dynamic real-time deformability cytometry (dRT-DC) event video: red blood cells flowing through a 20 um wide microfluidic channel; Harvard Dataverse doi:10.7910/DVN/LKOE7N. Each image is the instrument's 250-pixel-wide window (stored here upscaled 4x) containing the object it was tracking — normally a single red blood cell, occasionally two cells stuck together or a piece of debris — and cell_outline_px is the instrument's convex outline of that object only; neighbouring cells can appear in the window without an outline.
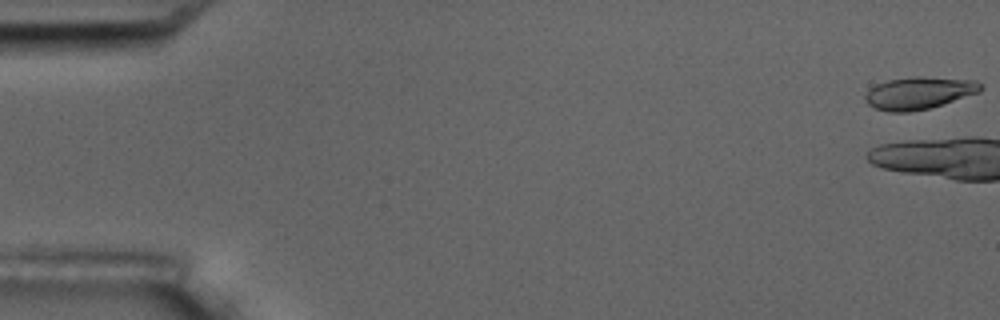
{"species": "common noctule bat (a hibernating species)", "species_latin": "Nyctalus noctula", "temperature_condition": "room temperature", "stored_images_in_passage": 6, "camera_frame_rate_fps": 3000, "um_per_image_px": 0.085, "animal": {"sex": "male", "body_mass_g": 17.5, "forearm_length_mm": 52.3}, "frame": {"image": 1, "passage_image": 1, "time_ms": 0.0, "image_size_px": [1000, 320], "cell_outline_px": [[984, 88], [980, 92], [944, 104], [912, 112], [888, 112], [872, 108], [864, 100], [864, 96], [876, 84], [888, 80], [916, 76], [976, 80], [984, 84]], "centroid_in_image_um": [78.14, 7.91], "position_along_channel_um": 6.9, "area_um2": 21.96}}
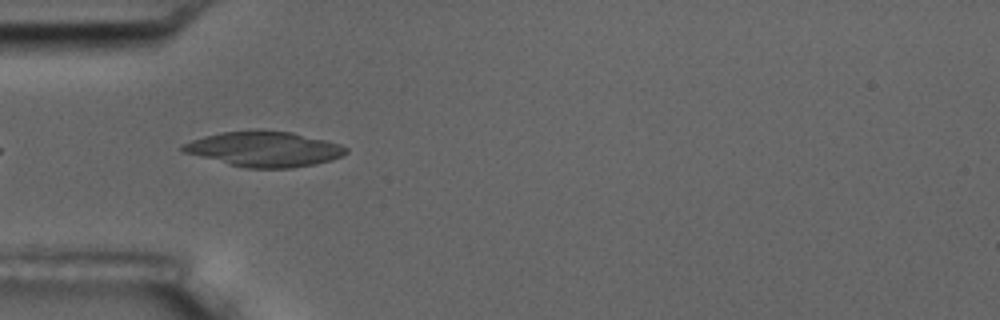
{"frame": {"image": 2, "passage_image": 6, "time_ms": 6.667, "image_size_px": [1000, 320], "cell_outline_px": [[348, 152], [344, 156], [332, 160], [292, 168], [244, 168], [180, 152], [180, 144], [204, 136], [220, 132], [292, 132], [340, 144], [348, 148]], "centroid_in_image_um": [22.43, 12.7], "position_along_channel_um": 62.6, "area_um2": 33.06}}